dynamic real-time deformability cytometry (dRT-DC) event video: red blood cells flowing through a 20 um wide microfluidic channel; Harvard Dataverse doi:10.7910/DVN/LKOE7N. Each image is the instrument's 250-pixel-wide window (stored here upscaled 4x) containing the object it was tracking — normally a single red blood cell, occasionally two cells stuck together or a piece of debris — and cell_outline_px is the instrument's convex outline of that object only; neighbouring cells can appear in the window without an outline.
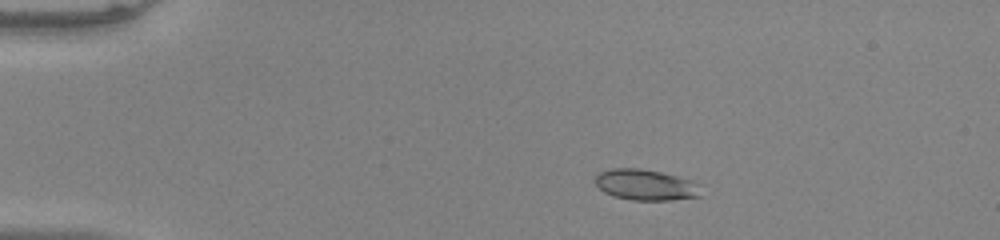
{"species": "common noctule bat (a hibernating species)", "species_latin": "Nyctalus noctula", "temperature_condition": "warm", "stored_images_in_passage": 44, "camera_frame_rate_fps": 3000, "um_per_image_px": 0.085, "animal": {"sex": "male", "body_mass_g": 20.0, "forearm_length_mm": 53.3}, "frame": {"image": 1, "passage_image": 2, "time_ms": 0.333, "image_size_px": [1000, 240], "cell_outline_px": [[700, 196], [672, 200], [632, 200], [612, 196], [604, 192], [596, 184], [596, 176], [600, 172], [612, 168], [640, 168], [660, 172], [692, 180], [696, 184]], "centroid_in_image_um": [54.84, 15.71], "position_along_channel_um": 30.2, "area_um2": 18.79}}
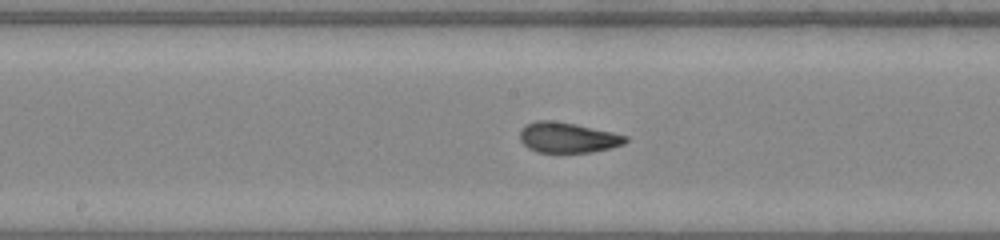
{"frame": {"image": 2, "passage_image": 20, "time_ms": 6.333, "image_size_px": [1000, 240], "cell_outline_px": [[628, 140], [624, 144], [612, 148], [592, 152], [536, 152], [528, 148], [520, 140], [520, 132], [528, 124], [536, 120], [552, 120], [576, 124], [612, 132], [628, 136]], "centroid_in_image_um": [48.28, 11.7], "position_along_channel_um": 199.9, "area_um2": 18.67}}
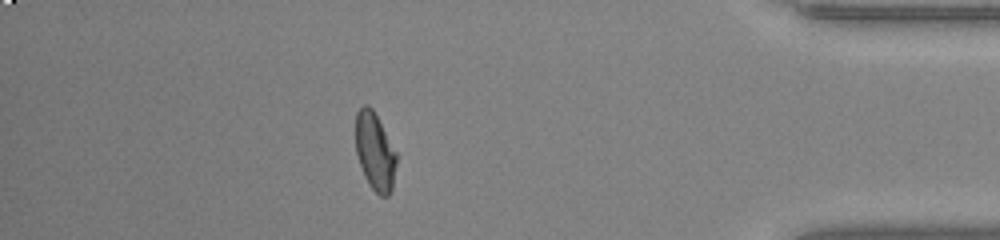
{"frame": {"image": 3, "passage_image": 38, "time_ms": 12.333, "image_size_px": [1000, 240], "cell_outline_px": [[396, 164], [392, 188], [388, 196], [380, 196], [368, 184], [364, 176], [356, 152], [356, 112], [364, 104], [368, 104], [372, 108], [396, 152]], "centroid_in_image_um": [31.86, 12.88], "position_along_channel_um": 403.3, "area_um2": 18.26}, "authors_computed_cell_mechanics": {"area_um2": 18.5249, "velocity_mm_per_s": 4.0133, "shape_relaxation_time_tau1_ms": null, "shape_relaxation_time_tau2_ms": 0.8821, "deformation_change_tau1": null, "deformation_change_tau2": 0.064}}